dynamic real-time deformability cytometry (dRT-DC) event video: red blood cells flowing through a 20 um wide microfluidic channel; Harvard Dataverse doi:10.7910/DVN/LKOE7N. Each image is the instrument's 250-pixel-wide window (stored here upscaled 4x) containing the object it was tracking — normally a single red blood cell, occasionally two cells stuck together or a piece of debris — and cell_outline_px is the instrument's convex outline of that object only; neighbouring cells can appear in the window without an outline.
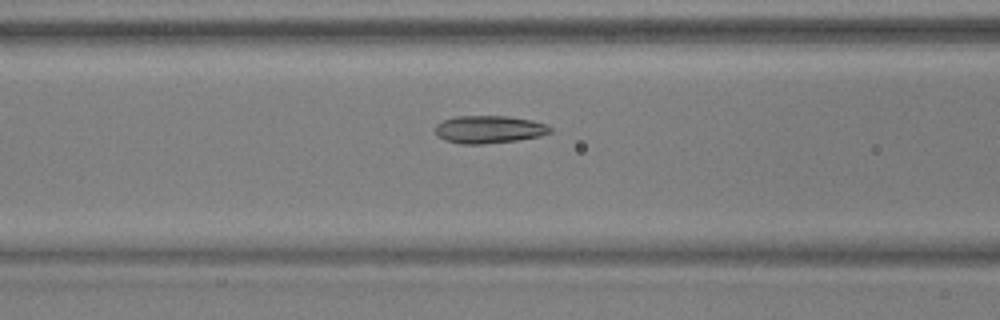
{"species": "common noctule bat (a hibernating species)", "species_latin": "Nyctalus noctula", "temperature_condition": "warm", "stored_images_in_passage": 17, "camera_frame_rate_fps": 3000, "um_per_image_px": 0.085, "animal": {"sex": "male", "body_mass_g": 17.9, "forearm_length_mm": 54.2}, "frame": {"image": 1, "passage_image": 15, "time_ms": 4.667, "image_size_px": [1000, 320], "cell_outline_px": [[552, 132], [540, 136], [516, 140], [480, 144], [460, 144], [444, 140], [436, 136], [436, 124], [444, 120], [456, 116], [508, 116], [532, 120], [548, 124], [552, 128]], "centroid_in_image_um": [41.58, 11.0], "position_along_channel_um": 125.0, "area_um2": 18.61}}